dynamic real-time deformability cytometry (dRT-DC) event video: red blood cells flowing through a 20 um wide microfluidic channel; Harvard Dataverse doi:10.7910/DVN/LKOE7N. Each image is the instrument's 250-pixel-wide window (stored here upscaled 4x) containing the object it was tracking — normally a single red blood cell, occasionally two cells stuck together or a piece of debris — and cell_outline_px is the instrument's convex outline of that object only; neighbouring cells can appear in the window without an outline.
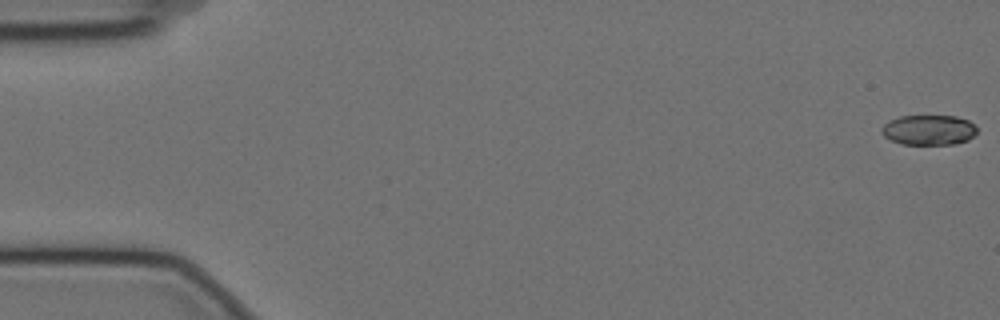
{"species": "Egyptian fruit bat (a non-hibernating species)", "species_latin": "Rousettus aegyptiacus", "temperature_condition": "cold", "stored_images_in_passage": 58, "camera_frame_rate_fps": 3000, "um_per_image_px": 0.085, "animal": {"sex": "female"}, "frame": {"image": 1, "passage_image": 1, "time_ms": 0.0, "image_size_px": [1000, 320], "cell_outline_px": [[976, 132], [968, 140], [956, 144], [900, 144], [884, 136], [880, 132], [880, 128], [888, 120], [900, 116], [956, 116], [968, 120], [976, 124]], "centroid_in_image_um": [78.93, 11.04], "position_along_channel_um": 6.1, "area_um2": 16.88}}
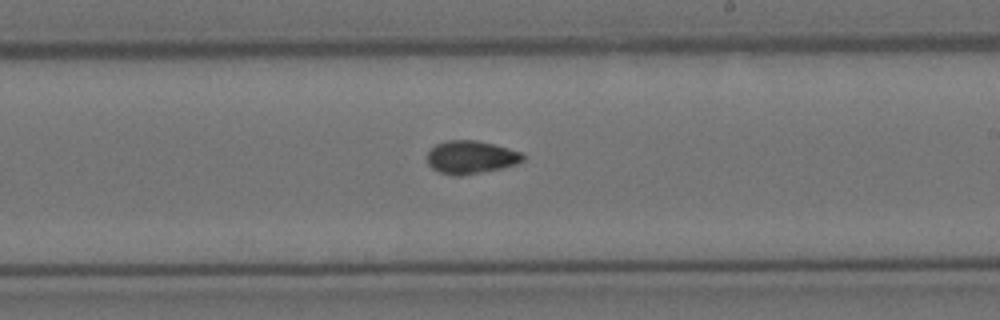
{"frame": {"image": 2, "passage_image": 34, "time_ms": 11.0, "image_size_px": [1000, 320], "cell_outline_px": [[524, 160], [516, 164], [500, 168], [460, 176], [452, 176], [440, 172], [432, 168], [428, 164], [428, 152], [436, 144], [448, 140], [476, 140], [492, 144], [520, 152], [524, 156]], "centroid_in_image_um": [39.99, 13.37], "position_along_channel_um": 249.0, "area_um2": 18.15}}
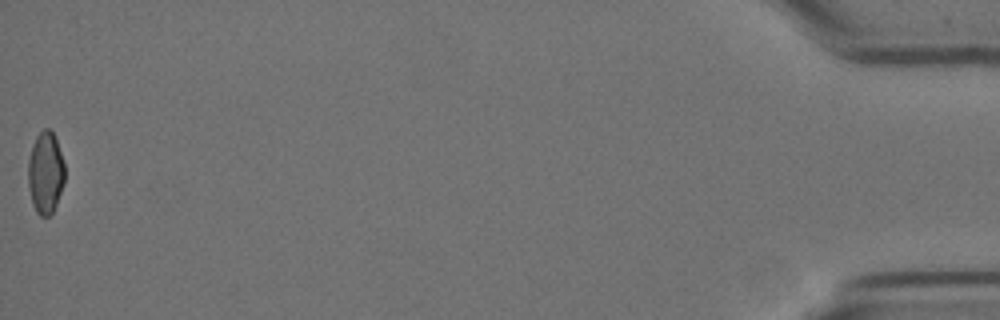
{"frame": {"image": 3, "passage_image": 58, "time_ms": 19.0, "image_size_px": [1000, 320], "cell_outline_px": [[64, 180], [56, 204], [52, 212], [48, 216], [40, 216], [36, 212], [32, 204], [28, 184], [28, 160], [32, 144], [36, 136], [44, 128], [48, 128], [52, 132], [56, 140], [64, 164]], "centroid_in_image_um": [3.84, 14.68], "position_along_channel_um": 431.4, "area_um2": 17.34}, "authors_computed_cell_mechanics": {"area_um2": 18.0336, "velocity_mm_per_s": 3.526, "shape_relaxation_time_tau1_ms": null, "shape_relaxation_time_tau2_ms": 4.087, "deformation_change_tau1": null, "deformation_change_tau2": 0.0726}}